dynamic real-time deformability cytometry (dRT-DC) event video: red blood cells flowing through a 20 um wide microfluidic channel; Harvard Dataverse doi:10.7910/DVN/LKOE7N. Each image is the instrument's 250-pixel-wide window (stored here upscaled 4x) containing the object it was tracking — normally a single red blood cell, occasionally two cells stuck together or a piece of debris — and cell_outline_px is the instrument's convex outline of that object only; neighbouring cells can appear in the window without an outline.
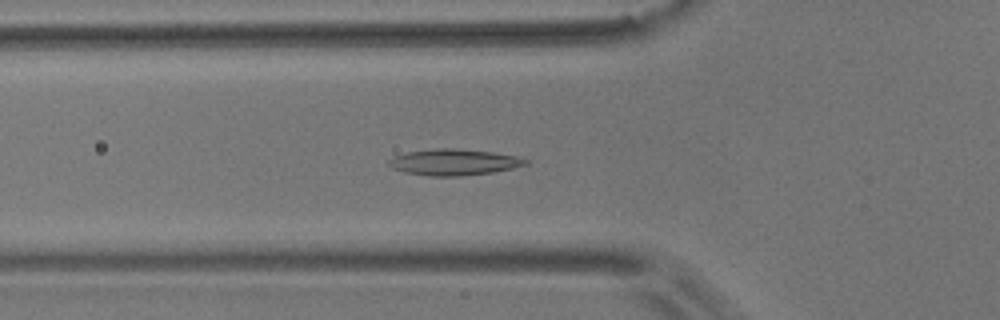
{"species": "common noctule bat (a hibernating species)", "species_latin": "Nyctalus noctula", "temperature_condition": "room temperature", "stored_images_in_passage": 54, "camera_frame_rate_fps": 3000, "um_per_image_px": 0.085, "animal": {"sex": "male", "body_mass_g": 17.9}, "frame": {"image": 1, "passage_image": 18, "time_ms": 5.667, "image_size_px": [1000, 320], "cell_outline_px": [[532, 160], [528, 164], [512, 168], [492, 172], [460, 176], [428, 176], [404, 172], [392, 168], [388, 164], [388, 160], [392, 156], [408, 152], [436, 148], [456, 148], [492, 152], [516, 156]], "centroid_in_image_um": [38.58, 13.78], "position_along_channel_um": 87.2, "area_um2": 20.98}}
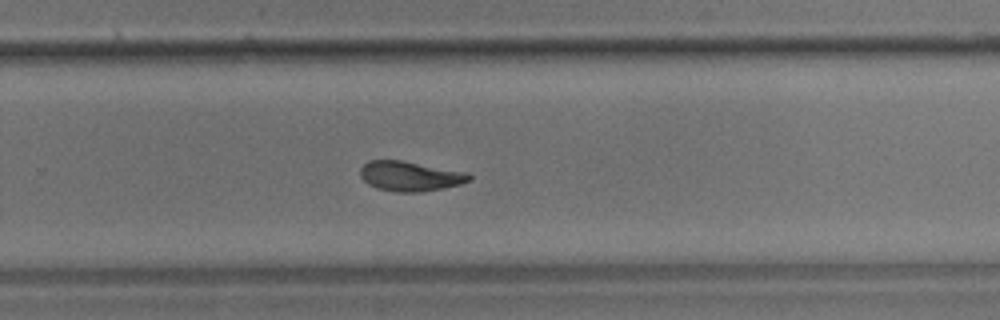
{"frame": {"image": 2, "passage_image": 35, "time_ms": 11.333, "image_size_px": [1000, 320], "cell_outline_px": [[472, 180], [460, 184], [420, 192], [396, 192], [376, 188], [368, 184], [360, 176], [360, 168], [368, 160], [400, 160], [468, 172], [472, 176]], "centroid_in_image_um": [34.85, 14.97], "position_along_channel_um": 295.0, "area_um2": 18.96}}
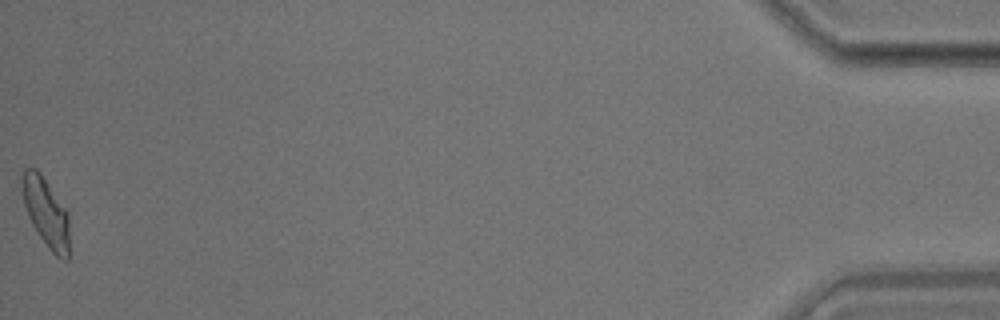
{"frame": {"image": 3, "passage_image": 54, "time_ms": 17.667, "image_size_px": [1000, 320], "cell_outline_px": [[68, 260], [64, 260], [56, 256], [48, 248], [32, 224], [28, 216], [24, 204], [20, 172], [24, 168], [36, 168], [40, 172], [68, 212]], "centroid_in_image_um": [3.89, 18.01], "position_along_channel_um": 431.3, "area_um2": 18.9}, "authors_computed_cell_mechanics": {"area_um2": 19.4497, "velocity_mm_per_s": 3.6741, "shape_relaxation_time_tau1_ms": 6.9125, "shape_relaxation_time_tau2_ms": 2.2791, "deformation_change_tau1": 0.1835, "deformation_change_tau2": 0.0923}}